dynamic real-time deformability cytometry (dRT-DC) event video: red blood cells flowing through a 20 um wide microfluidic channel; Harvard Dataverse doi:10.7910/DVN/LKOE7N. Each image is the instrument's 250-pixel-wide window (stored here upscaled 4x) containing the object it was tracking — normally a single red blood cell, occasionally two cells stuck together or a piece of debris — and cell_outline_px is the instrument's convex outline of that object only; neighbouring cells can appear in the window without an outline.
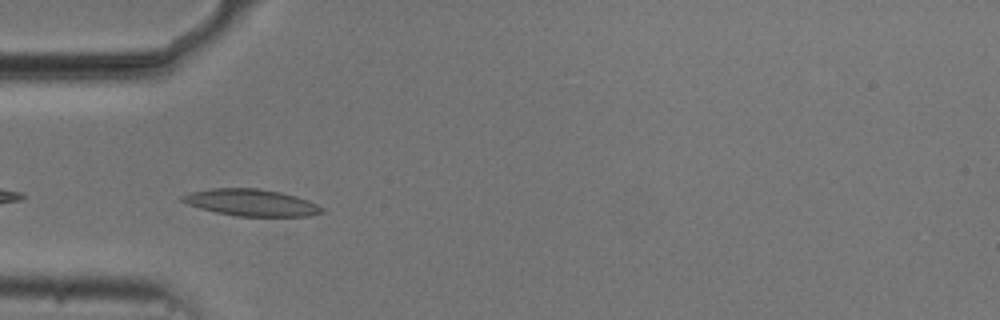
{"species": "common noctule bat (a hibernating species)", "species_latin": "Nyctalus noctula", "temperature_condition": "cold", "stored_images_in_passage": 6, "camera_frame_rate_fps": 3000, "um_per_image_px": 0.085, "animal": {"sex": "male", "body_mass_g": 20.5, "forearm_length_mm": 52.5}, "frame": {"image": 1, "passage_image": 2, "time_ms": 0.333, "image_size_px": [1000, 320], "cell_outline_px": [[328, 212], [308, 216], [236, 216], [216, 212], [200, 208], [188, 204], [180, 200], [180, 196], [192, 192], [212, 188], [256, 188], [280, 192], [296, 196], [308, 200], [324, 208]], "centroid_in_image_um": [21.39, 17.22], "position_along_channel_um": 63.6, "area_um2": 21.79}}